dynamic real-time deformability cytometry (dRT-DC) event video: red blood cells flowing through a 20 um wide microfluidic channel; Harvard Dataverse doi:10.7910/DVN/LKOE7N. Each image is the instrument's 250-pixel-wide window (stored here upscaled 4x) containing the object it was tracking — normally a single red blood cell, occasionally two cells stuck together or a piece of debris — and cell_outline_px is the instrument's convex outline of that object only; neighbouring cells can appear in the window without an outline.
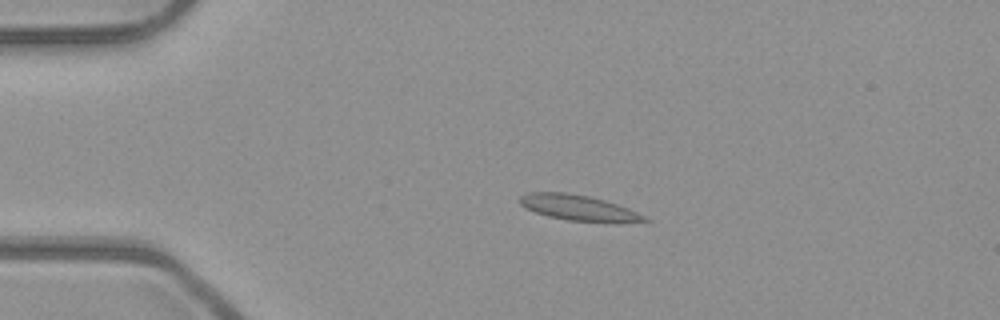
{"species": "common noctule bat (a hibernating species)", "species_latin": "Nyctalus noctula", "temperature_condition": "room temperature", "stored_images_in_passage": 42, "camera_frame_rate_fps": 3000, "um_per_image_px": 0.085, "animal": {"sex": "male", "body_mass_g": 23.1, "forearm_length_mm": 52.7}, "frame": {"image": 1, "passage_image": 1, "time_ms": 0.0, "image_size_px": [1000, 320], "cell_outline_px": [[652, 220], [620, 224], [616, 224], [568, 220], [548, 216], [524, 208], [516, 200], [520, 196], [528, 192], [568, 192], [588, 196], [604, 200], [628, 208]], "centroid_in_image_um": [49.18, 17.68], "position_along_channel_um": 35.8, "area_um2": 19.02}}
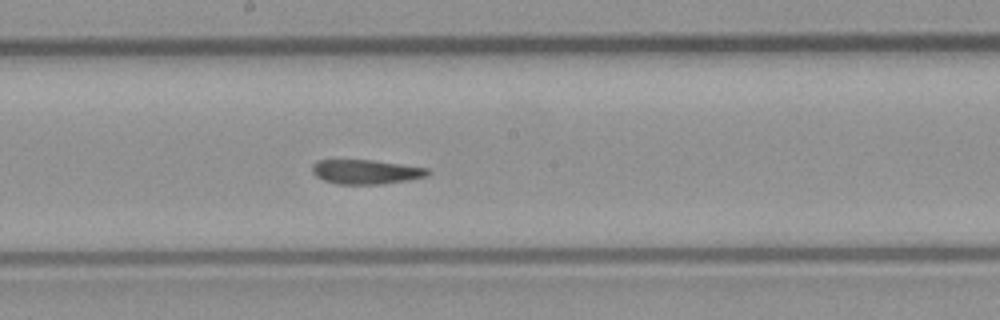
{"frame": {"image": 2, "passage_image": 18, "time_ms": 5.667, "image_size_px": [1000, 320], "cell_outline_px": [[432, 172], [428, 176], [408, 180], [384, 184], [336, 184], [324, 180], [316, 176], [312, 172], [312, 164], [316, 160], [372, 160], [428, 168]], "centroid_in_image_um": [31.11, 14.61], "position_along_channel_um": 217.1, "area_um2": 16.53}}
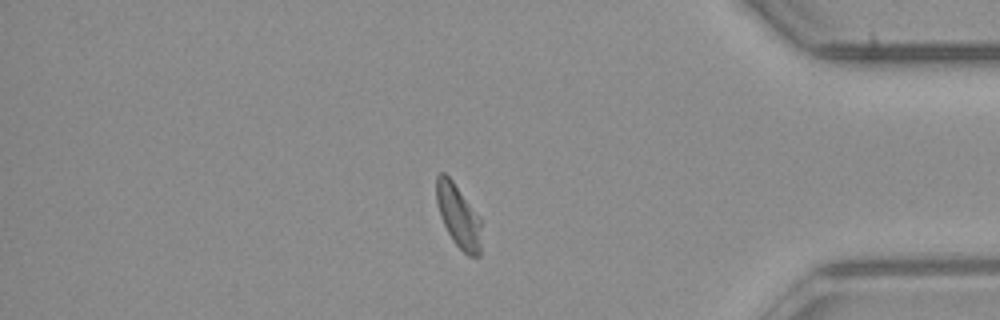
{"frame": {"image": 3, "passage_image": 34, "time_ms": 11.0, "image_size_px": [1000, 320], "cell_outline_px": [[480, 256], [468, 256], [452, 240], [440, 216], [436, 200], [436, 176], [440, 172], [444, 172], [452, 180], [480, 216]], "centroid_in_image_um": [38.95, 18.34], "position_along_channel_um": 396.3, "area_um2": 16.42}, "authors_computed_cell_mechanics": {"area_um2": 17.1088, "velocity_mm_per_s": 3.939, "shape_relaxation_time_tau1_ms": null, "shape_relaxation_time_tau2_ms": 4.8453, "deformation_change_tau1": null, "deformation_change_tau2": 0.0826}}